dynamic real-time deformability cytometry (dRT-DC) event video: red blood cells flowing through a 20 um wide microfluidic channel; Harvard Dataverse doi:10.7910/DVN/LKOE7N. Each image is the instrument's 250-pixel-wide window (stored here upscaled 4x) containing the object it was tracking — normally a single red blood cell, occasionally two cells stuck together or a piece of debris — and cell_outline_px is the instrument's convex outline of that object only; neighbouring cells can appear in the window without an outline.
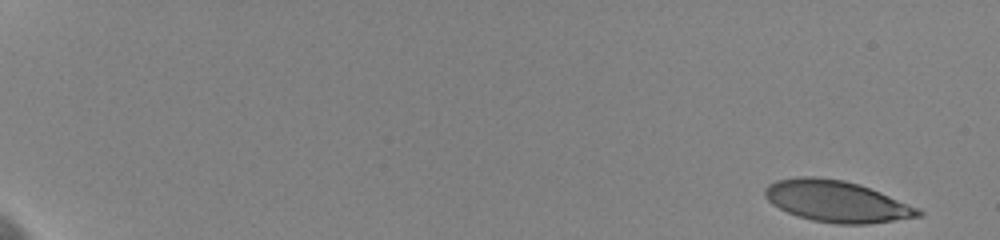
{"species": "human", "species_latin": "Homo sapiens", "temperature_condition": "cold", "stored_images_in_passage": 11, "camera_frame_rate_fps": 3000, "um_per_image_px": 0.085, "donor": {"sex": "female"}, "frame": {"image": 1, "passage_image": 1, "time_ms": 0.0, "image_size_px": [1000, 240], "cell_outline_px": [[924, 216], [868, 224], [836, 224], [812, 220], [796, 216], [772, 204], [764, 196], [764, 188], [768, 184], [776, 180], [800, 176], [812, 176], [844, 180], [860, 184], [920, 208], [924, 212]], "centroid_in_image_um": [71.13, 17.11], "position_along_channel_um": 13.9, "area_um2": 37.22}}
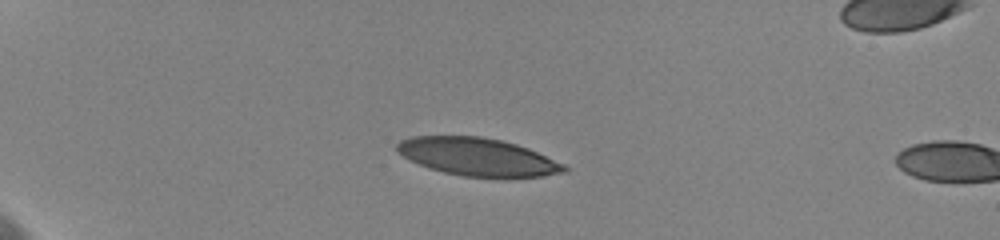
{"frame": {"image": 2, "passage_image": 9, "time_ms": 4.667, "image_size_px": [1000, 240], "cell_outline_px": [[568, 172], [544, 176], [464, 176], [444, 172], [428, 168], [404, 156], [396, 148], [396, 144], [400, 140], [412, 136], [480, 136], [500, 140], [516, 144], [528, 148], [564, 164], [568, 168]], "centroid_in_image_um": [40.61, 13.32], "position_along_channel_um": 44.4, "area_um2": 36.3}}